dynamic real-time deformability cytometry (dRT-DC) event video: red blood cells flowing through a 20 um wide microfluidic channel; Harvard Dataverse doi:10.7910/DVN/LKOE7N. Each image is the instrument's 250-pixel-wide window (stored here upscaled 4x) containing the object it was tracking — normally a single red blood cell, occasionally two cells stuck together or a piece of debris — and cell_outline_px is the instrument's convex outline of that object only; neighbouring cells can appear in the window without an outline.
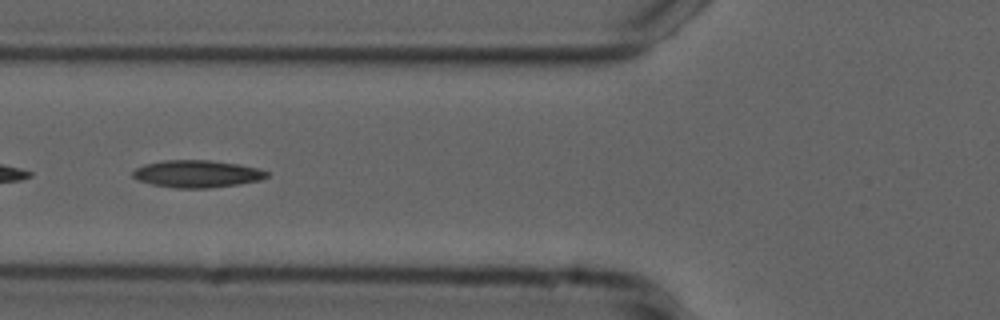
{"species": "common noctule bat (a hibernating species)", "species_latin": "Nyctalus noctula", "temperature_condition": "cold", "stored_images_in_passage": 22, "camera_frame_rate_fps": 3000, "um_per_image_px": 0.085, "animal": {"sex": "male", "forearm_length_mm": 52.5}, "frame": {"image": 1, "passage_image": 14, "time_ms": 4.333, "image_size_px": [1000, 320], "cell_outline_px": [[268, 176], [260, 180], [240, 184], [208, 188], [176, 188], [152, 184], [140, 180], [132, 176], [132, 172], [136, 168], [144, 164], [164, 160], [208, 160], [240, 164], [260, 168], [268, 172]], "centroid_in_image_um": [16.78, 14.77], "position_along_channel_um": 109.0, "area_um2": 21.33}}
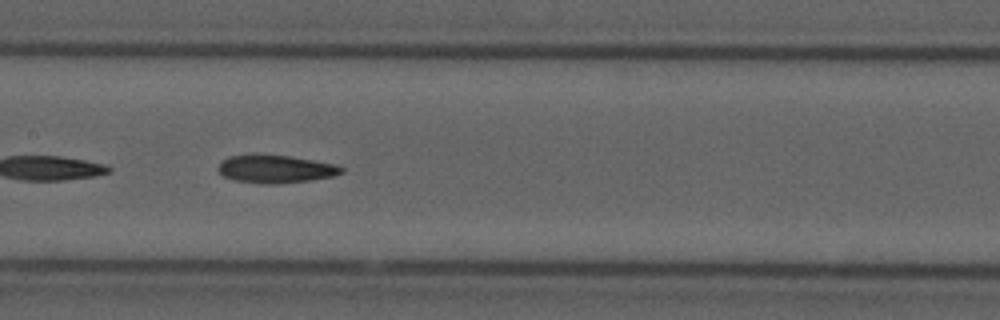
{"frame": {"image": 2, "passage_image": 20, "time_ms": 6.333, "image_size_px": [1000, 320], "cell_outline_px": [[344, 172], [332, 176], [308, 180], [276, 184], [264, 184], [236, 180], [224, 176], [216, 168], [220, 160], [228, 156], [252, 152], [288, 156], [336, 164], [344, 168]], "centroid_in_image_um": [23.35, 14.33], "position_along_channel_um": 184.1, "area_um2": 20.46}}